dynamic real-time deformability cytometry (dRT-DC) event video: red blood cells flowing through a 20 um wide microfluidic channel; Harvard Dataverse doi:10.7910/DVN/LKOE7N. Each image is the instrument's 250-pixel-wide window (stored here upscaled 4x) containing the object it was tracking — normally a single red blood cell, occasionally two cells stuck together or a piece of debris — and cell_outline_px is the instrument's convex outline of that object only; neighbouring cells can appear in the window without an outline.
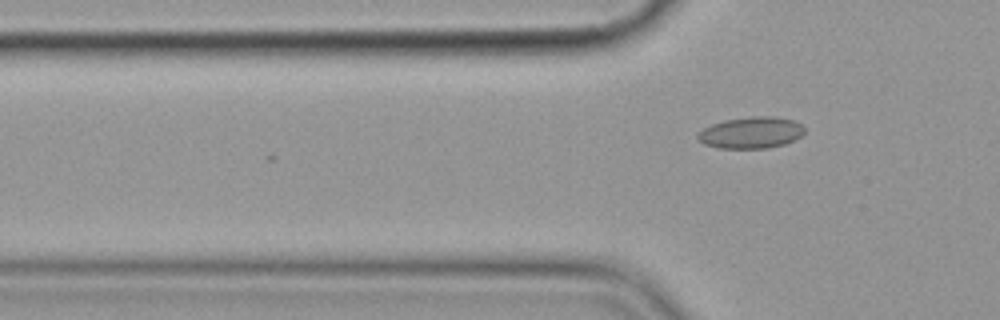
{"species": "common noctule bat (a hibernating species)", "species_latin": "Nyctalus noctula", "temperature_condition": "cold", "stored_images_in_passage": 3, "camera_frame_rate_fps": 3000, "um_per_image_px": 0.085, "animal": {"sex": "female", "body_mass_g": 19.9}, "frame": {"image": 1, "passage_image": 2, "time_ms": 1.333, "image_size_px": [1000, 320], "cell_outline_px": [[804, 132], [800, 136], [784, 144], [768, 148], [720, 148], [704, 144], [696, 136], [704, 128], [712, 124], [724, 120], [752, 116], [772, 116], [792, 120], [800, 124], [804, 128]], "centroid_in_image_um": [63.83, 11.27], "position_along_channel_um": 62.0, "area_um2": 19.36}}
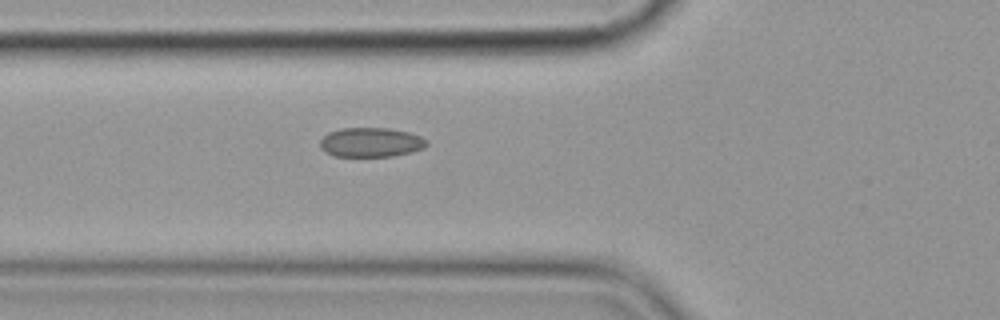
{"frame": {"image": 2, "passage_image": 3, "time_ms": 2.333, "image_size_px": [1000, 320], "cell_outline_px": [[428, 144], [424, 148], [412, 152], [392, 156], [332, 156], [324, 152], [320, 148], [320, 140], [328, 132], [340, 128], [388, 128], [408, 132], [420, 136], [428, 140]], "centroid_in_image_um": [31.51, 12.1], "position_along_channel_um": 94.3, "area_um2": 18.44}}